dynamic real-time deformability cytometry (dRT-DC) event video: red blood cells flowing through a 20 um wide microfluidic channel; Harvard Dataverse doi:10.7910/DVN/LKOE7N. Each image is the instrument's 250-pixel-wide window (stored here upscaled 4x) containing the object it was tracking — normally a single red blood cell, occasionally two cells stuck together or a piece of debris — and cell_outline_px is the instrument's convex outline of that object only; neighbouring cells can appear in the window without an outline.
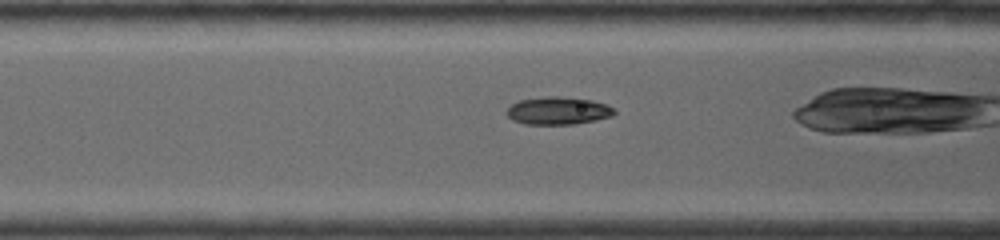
{"species": "common noctule bat (a hibernating species)", "species_latin": "Nyctalus noctula", "temperature_condition": "warm", "stored_images_in_passage": 21, "camera_frame_rate_fps": 4500, "um_per_image_px": 0.085, "animal": {"sex": "female", "body_mass_g": 19.0, "forearm_length_mm": 53.3}, "frame": {"image": 1, "passage_image": 10, "time_ms": 1.111, "image_size_px": [1000, 240], "cell_outline_px": [[616, 112], [612, 116], [596, 120], [576, 124], [524, 124], [512, 120], [504, 112], [512, 104], [520, 100], [548, 96], [556, 96], [592, 100], [608, 104], [616, 108]], "centroid_in_image_um": [47.46, 9.41], "position_along_channel_um": 119.1, "area_um2": 17.51}}
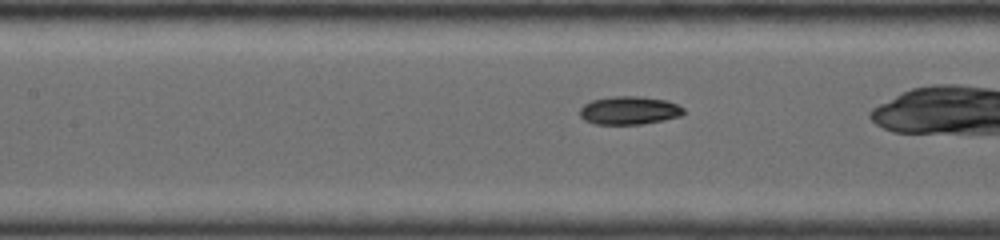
{"frame": {"image": 2, "passage_image": 17, "time_ms": 2.0, "image_size_px": [1000, 240], "cell_outline_px": [[684, 112], [680, 116], [664, 120], [644, 124], [596, 124], [584, 120], [580, 116], [580, 108], [584, 104], [592, 100], [612, 96], [640, 96], [668, 100], [684, 108]], "centroid_in_image_um": [53.49, 9.38], "position_along_channel_um": 153.9, "area_um2": 17.17}}